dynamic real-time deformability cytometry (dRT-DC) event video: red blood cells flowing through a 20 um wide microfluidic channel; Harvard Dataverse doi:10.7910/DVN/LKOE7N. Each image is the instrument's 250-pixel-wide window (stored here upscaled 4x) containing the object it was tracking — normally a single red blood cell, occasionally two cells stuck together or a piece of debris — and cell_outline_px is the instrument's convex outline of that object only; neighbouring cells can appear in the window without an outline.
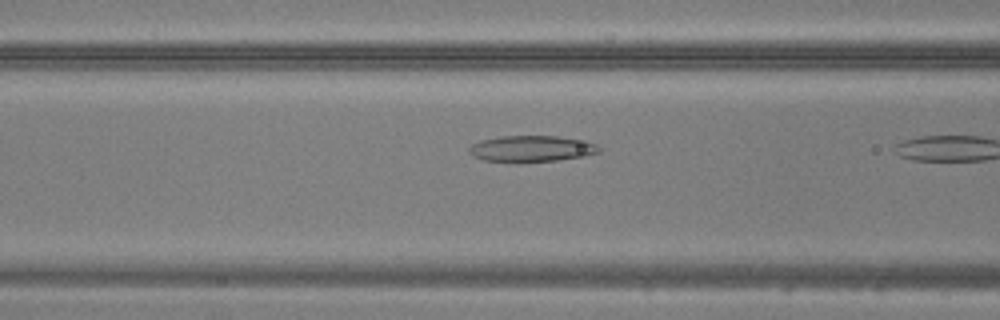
{"species": "common noctule bat (a hibernating species)", "species_latin": "Nyctalus noctula", "temperature_condition": "warm", "stored_images_in_passage": 6, "camera_frame_rate_fps": 3000, "um_per_image_px": 0.085, "animal": {"sex": "male", "body_mass_g": 20.5, "forearm_length_mm": 52.5}, "frame": {"image": 1, "passage_image": 5, "time_ms": 1.333, "image_size_px": [1000, 320], "cell_outline_px": [[600, 152], [584, 156], [556, 160], [520, 164], [516, 164], [484, 160], [472, 156], [468, 152], [468, 148], [472, 144], [480, 140], [500, 136], [556, 136], [588, 140], [596, 144], [600, 148]], "centroid_in_image_um": [45.15, 12.66], "position_along_channel_um": 121.5, "area_um2": 20.52}}